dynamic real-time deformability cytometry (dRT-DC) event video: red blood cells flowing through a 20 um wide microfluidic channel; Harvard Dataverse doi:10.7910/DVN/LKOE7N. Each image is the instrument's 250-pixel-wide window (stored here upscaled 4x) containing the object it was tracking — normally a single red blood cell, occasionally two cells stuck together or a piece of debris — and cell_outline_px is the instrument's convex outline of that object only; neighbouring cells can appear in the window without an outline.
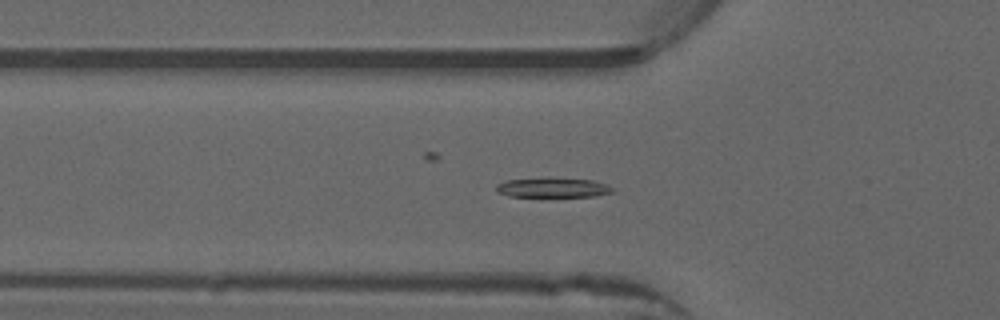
{"species": "common noctule bat (a hibernating species)", "species_latin": "Nyctalus noctula", "temperature_condition": "warm", "stored_images_in_passage": 40, "camera_frame_rate_fps": 3000, "um_per_image_px": 0.085, "animal": {"sex": "male", "forearm_length_mm": 52.5}, "frame": {"image": 1, "passage_image": 5, "time_ms": 1.333, "image_size_px": [1000, 320], "cell_outline_px": [[616, 188], [612, 192], [592, 196], [508, 196], [496, 192], [496, 184], [504, 180], [592, 180]], "centroid_in_image_um": [46.96, 15.98], "position_along_channel_um": 78.8, "area_um2": 12.43}}
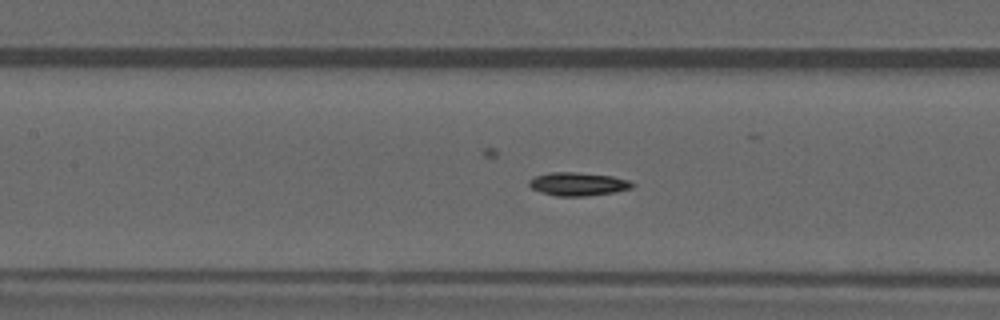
{"frame": {"image": 2, "passage_image": 11, "time_ms": 3.333, "image_size_px": [1000, 320], "cell_outline_px": [[636, 184], [632, 188], [616, 192], [588, 196], [556, 196], [532, 188], [528, 184], [528, 180], [536, 176], [548, 172], [576, 172], [612, 176], [628, 180]], "centroid_in_image_um": [49.16, 15.64], "position_along_channel_um": 158.2, "area_um2": 14.05}}
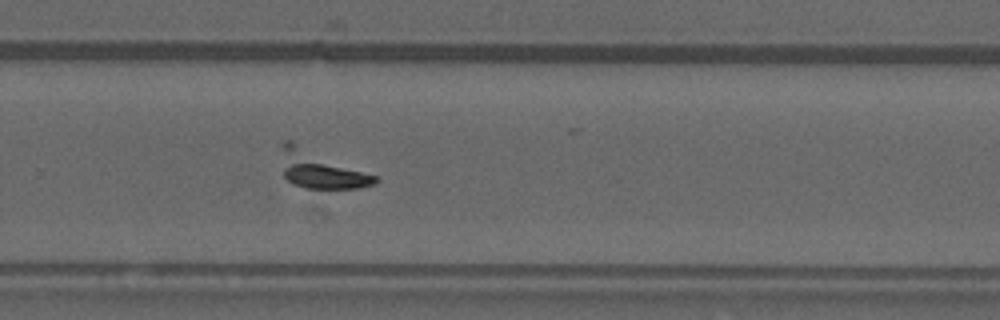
{"frame": {"image": 3, "passage_image": 22, "time_ms": 7.0, "image_size_px": [1000, 320], "cell_outline_px": [[380, 180], [376, 184], [356, 188], [304, 188], [292, 184], [284, 176], [280, 148], [284, 140], [292, 140], [376, 176]], "centroid_in_image_um": [27.22, 14.39], "position_along_channel_um": 302.6, "area_um2": 20.69}}